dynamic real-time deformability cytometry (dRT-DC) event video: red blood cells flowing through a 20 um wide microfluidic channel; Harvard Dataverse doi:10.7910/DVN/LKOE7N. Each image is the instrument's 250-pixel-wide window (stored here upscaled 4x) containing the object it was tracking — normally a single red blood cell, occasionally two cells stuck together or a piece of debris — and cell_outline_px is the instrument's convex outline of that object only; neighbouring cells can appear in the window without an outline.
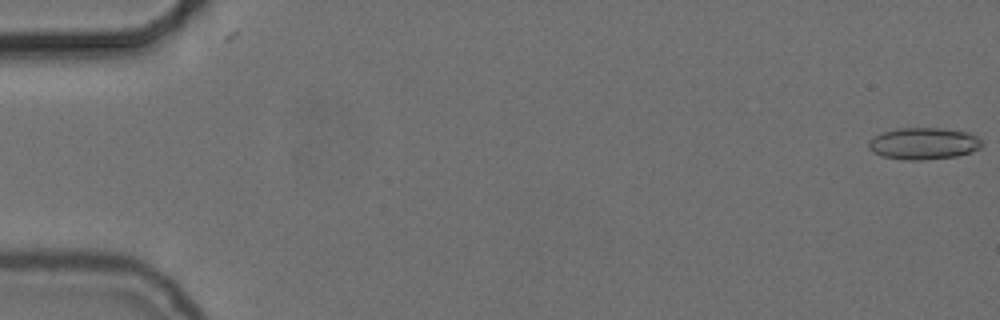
{"species": "common noctule bat (a hibernating species)", "species_latin": "Nyctalus noctula", "temperature_condition": "cold", "stored_images_in_passage": 56, "camera_frame_rate_fps": 3000, "um_per_image_px": 0.085, "animal": {"sex": "female", "body_mass_g": 24.6, "forearm_length_mm": 56.2}, "frame": {"image": 1, "passage_image": 1, "time_ms": 0.0, "image_size_px": [1000, 320], "cell_outline_px": [[984, 144], [980, 148], [972, 152], [956, 156], [924, 160], [908, 160], [880, 156], [872, 152], [868, 148], [868, 140], [872, 136], [896, 128], [940, 128], [968, 132], [976, 136]], "centroid_in_image_um": [78.48, 12.2], "position_along_channel_um": 6.5, "area_um2": 21.21}}
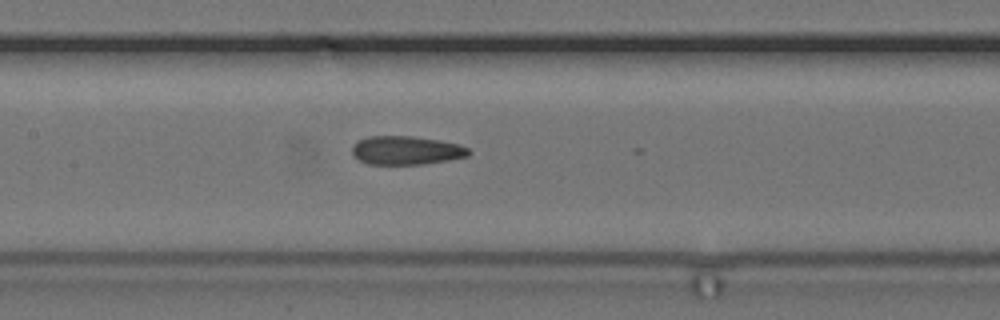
{"frame": {"image": 2, "passage_image": 27, "time_ms": 8.667, "image_size_px": [1000, 320], "cell_outline_px": [[472, 152], [468, 156], [448, 160], [424, 164], [368, 164], [360, 160], [352, 152], [352, 148], [360, 140], [368, 136], [412, 136], [440, 140], [460, 144], [468, 148]], "centroid_in_image_um": [34.59, 12.78], "position_along_channel_um": 172.8, "area_um2": 19.36}}
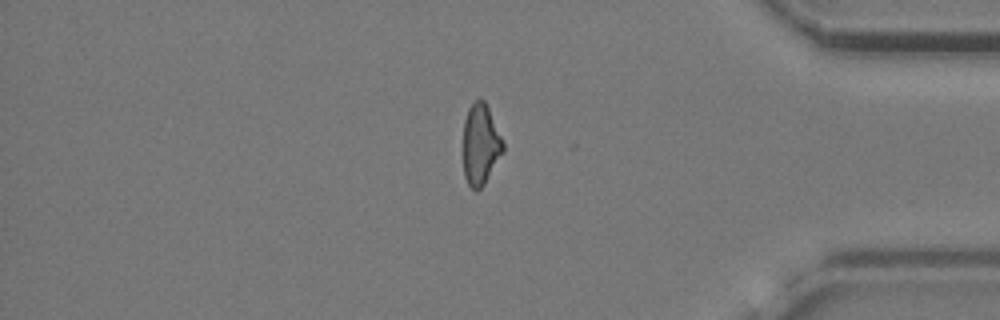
{"frame": {"image": 3, "passage_image": 47, "time_ms": 15.333, "image_size_px": [1000, 320], "cell_outline_px": [[504, 152], [484, 184], [476, 192], [468, 184], [464, 176], [464, 120], [468, 108], [480, 96], [484, 100], [488, 108], [504, 144]], "centroid_in_image_um": [40.85, 12.28], "position_along_channel_um": 394.4, "area_um2": 18.67}, "authors_computed_cell_mechanics": {"area_um2": 19.8832, "velocity_mm_per_s": 3.728, "shape_relaxation_time_tau1_ms": null, "shape_relaxation_time_tau2_ms": 2.9073, "deformation_change_tau1": null, "deformation_change_tau2": 0.1093}}